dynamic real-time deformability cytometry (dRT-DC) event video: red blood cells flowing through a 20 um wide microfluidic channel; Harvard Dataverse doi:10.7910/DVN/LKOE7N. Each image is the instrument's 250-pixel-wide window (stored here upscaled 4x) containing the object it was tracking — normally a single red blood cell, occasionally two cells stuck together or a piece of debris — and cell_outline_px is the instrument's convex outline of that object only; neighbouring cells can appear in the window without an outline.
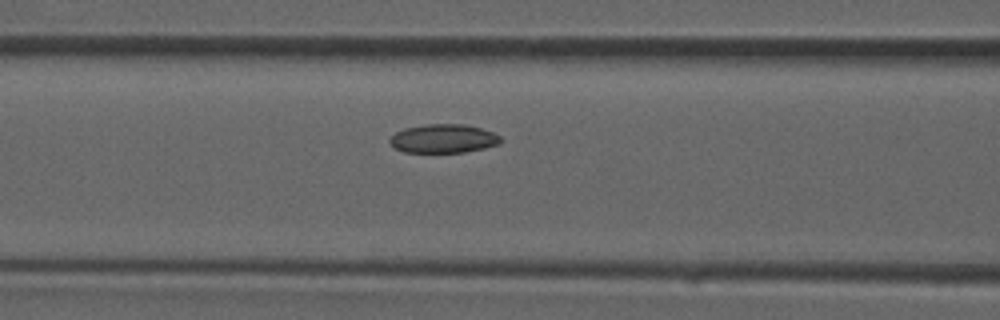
{"species": "common noctule bat (a hibernating species)", "species_latin": "Nyctalus noctula", "temperature_condition": "room temperature", "stored_images_in_passage": 7, "camera_frame_rate_fps": 3000, "um_per_image_px": 0.085, "animal": {"sex": "male", "forearm_length_mm": 52.5}, "frame": {"image": 1, "passage_image": 6, "time_ms": 1.667, "image_size_px": [1000, 320], "cell_outline_px": [[500, 144], [484, 148], [464, 152], [404, 152], [396, 148], [388, 140], [396, 132], [404, 128], [424, 124], [464, 124], [480, 128], [492, 132], [500, 136]], "centroid_in_image_um": [37.68, 11.77], "position_along_channel_um": 128.9, "area_um2": 18.44}}